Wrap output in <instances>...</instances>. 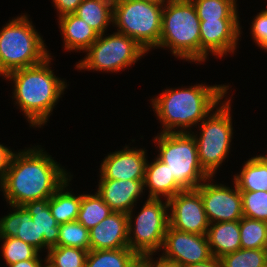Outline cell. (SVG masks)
Listing matches in <instances>:
<instances>
[{"label":"cell","instance_id":"ab89813d","mask_svg":"<svg viewBox=\"0 0 267 267\" xmlns=\"http://www.w3.org/2000/svg\"><path fill=\"white\" fill-rule=\"evenodd\" d=\"M42 263L40 259H27L23 261H18L9 267H41Z\"/></svg>","mask_w":267,"mask_h":267},{"label":"cell","instance_id":"30bf717a","mask_svg":"<svg viewBox=\"0 0 267 267\" xmlns=\"http://www.w3.org/2000/svg\"><path fill=\"white\" fill-rule=\"evenodd\" d=\"M98 39L85 51L84 60L76 65L80 69L96 71H120L131 66L147 51L133 38L119 32Z\"/></svg>","mask_w":267,"mask_h":267},{"label":"cell","instance_id":"f1b7e54d","mask_svg":"<svg viewBox=\"0 0 267 267\" xmlns=\"http://www.w3.org/2000/svg\"><path fill=\"white\" fill-rule=\"evenodd\" d=\"M240 243L243 249L267 248V222L243 216L240 219Z\"/></svg>","mask_w":267,"mask_h":267},{"label":"cell","instance_id":"5bb4252c","mask_svg":"<svg viewBox=\"0 0 267 267\" xmlns=\"http://www.w3.org/2000/svg\"><path fill=\"white\" fill-rule=\"evenodd\" d=\"M201 62L208 52L223 57L227 52H234L239 39L238 20H200Z\"/></svg>","mask_w":267,"mask_h":267},{"label":"cell","instance_id":"74e56055","mask_svg":"<svg viewBox=\"0 0 267 267\" xmlns=\"http://www.w3.org/2000/svg\"><path fill=\"white\" fill-rule=\"evenodd\" d=\"M12 155V150L0 144V182L3 180L8 170Z\"/></svg>","mask_w":267,"mask_h":267},{"label":"cell","instance_id":"8d00e7d4","mask_svg":"<svg viewBox=\"0 0 267 267\" xmlns=\"http://www.w3.org/2000/svg\"><path fill=\"white\" fill-rule=\"evenodd\" d=\"M152 254L145 255L141 257V259L149 266V267H184L182 264L176 261L169 260L163 256L159 258V260L152 262Z\"/></svg>","mask_w":267,"mask_h":267},{"label":"cell","instance_id":"ba28073f","mask_svg":"<svg viewBox=\"0 0 267 267\" xmlns=\"http://www.w3.org/2000/svg\"><path fill=\"white\" fill-rule=\"evenodd\" d=\"M230 101L222 103V106H219L215 113H211L206 120L204 119L200 123L202 131L199 138L193 135L197 144L200 164L210 176L215 174L230 151L233 134Z\"/></svg>","mask_w":267,"mask_h":267},{"label":"cell","instance_id":"52a82bcc","mask_svg":"<svg viewBox=\"0 0 267 267\" xmlns=\"http://www.w3.org/2000/svg\"><path fill=\"white\" fill-rule=\"evenodd\" d=\"M163 6L143 0H114L113 24L146 51L159 45Z\"/></svg>","mask_w":267,"mask_h":267},{"label":"cell","instance_id":"d6a6232c","mask_svg":"<svg viewBox=\"0 0 267 267\" xmlns=\"http://www.w3.org/2000/svg\"><path fill=\"white\" fill-rule=\"evenodd\" d=\"M4 241L2 245V255L6 260V265H12L18 261L27 259H39V251L32 245L16 237H0Z\"/></svg>","mask_w":267,"mask_h":267},{"label":"cell","instance_id":"f546056e","mask_svg":"<svg viewBox=\"0 0 267 267\" xmlns=\"http://www.w3.org/2000/svg\"><path fill=\"white\" fill-rule=\"evenodd\" d=\"M219 259L222 267H265L267 265V248H241Z\"/></svg>","mask_w":267,"mask_h":267},{"label":"cell","instance_id":"3957f363","mask_svg":"<svg viewBox=\"0 0 267 267\" xmlns=\"http://www.w3.org/2000/svg\"><path fill=\"white\" fill-rule=\"evenodd\" d=\"M51 57L41 63L14 70L4 77L14 80V98L31 126L41 127L48 121L55 103L66 88L49 67Z\"/></svg>","mask_w":267,"mask_h":267},{"label":"cell","instance_id":"4dcf8cb0","mask_svg":"<svg viewBox=\"0 0 267 267\" xmlns=\"http://www.w3.org/2000/svg\"><path fill=\"white\" fill-rule=\"evenodd\" d=\"M57 246H68L90 250L89 230L77 220L59 224Z\"/></svg>","mask_w":267,"mask_h":267},{"label":"cell","instance_id":"e575fe53","mask_svg":"<svg viewBox=\"0 0 267 267\" xmlns=\"http://www.w3.org/2000/svg\"><path fill=\"white\" fill-rule=\"evenodd\" d=\"M251 27L254 41L258 46L267 50V9L254 18Z\"/></svg>","mask_w":267,"mask_h":267},{"label":"cell","instance_id":"f35d334b","mask_svg":"<svg viewBox=\"0 0 267 267\" xmlns=\"http://www.w3.org/2000/svg\"><path fill=\"white\" fill-rule=\"evenodd\" d=\"M184 267H222V264L219 258L212 256L209 260L204 262L189 264Z\"/></svg>","mask_w":267,"mask_h":267},{"label":"cell","instance_id":"7402d4cb","mask_svg":"<svg viewBox=\"0 0 267 267\" xmlns=\"http://www.w3.org/2000/svg\"><path fill=\"white\" fill-rule=\"evenodd\" d=\"M31 214V219L38 228V237H44V249L57 246L59 239V224L52 216L49 208V198L29 201L23 205Z\"/></svg>","mask_w":267,"mask_h":267},{"label":"cell","instance_id":"5b68a950","mask_svg":"<svg viewBox=\"0 0 267 267\" xmlns=\"http://www.w3.org/2000/svg\"><path fill=\"white\" fill-rule=\"evenodd\" d=\"M31 23L20 15L0 31V75L37 65L50 56Z\"/></svg>","mask_w":267,"mask_h":267},{"label":"cell","instance_id":"1f68e13d","mask_svg":"<svg viewBox=\"0 0 267 267\" xmlns=\"http://www.w3.org/2000/svg\"><path fill=\"white\" fill-rule=\"evenodd\" d=\"M88 251L85 249L55 246L48 249L45 258L54 267H85Z\"/></svg>","mask_w":267,"mask_h":267},{"label":"cell","instance_id":"7a4b0ae2","mask_svg":"<svg viewBox=\"0 0 267 267\" xmlns=\"http://www.w3.org/2000/svg\"><path fill=\"white\" fill-rule=\"evenodd\" d=\"M228 89V85L199 84L186 89L165 90L159 97L152 99L155 113L164 126L161 133L187 132L188 127L209 116ZM176 127L183 129L176 131Z\"/></svg>","mask_w":267,"mask_h":267},{"label":"cell","instance_id":"277c9868","mask_svg":"<svg viewBox=\"0 0 267 267\" xmlns=\"http://www.w3.org/2000/svg\"><path fill=\"white\" fill-rule=\"evenodd\" d=\"M164 5L161 35L157 47H169L174 56L191 62H201V21L193 2L173 0Z\"/></svg>","mask_w":267,"mask_h":267},{"label":"cell","instance_id":"4fadbf2b","mask_svg":"<svg viewBox=\"0 0 267 267\" xmlns=\"http://www.w3.org/2000/svg\"><path fill=\"white\" fill-rule=\"evenodd\" d=\"M163 257L183 266L209 260L212 257L207 235L178 231L170 226L164 236Z\"/></svg>","mask_w":267,"mask_h":267},{"label":"cell","instance_id":"44dd1931","mask_svg":"<svg viewBox=\"0 0 267 267\" xmlns=\"http://www.w3.org/2000/svg\"><path fill=\"white\" fill-rule=\"evenodd\" d=\"M155 160L151 164L146 163L144 187H149L148 198L160 199L163 195L169 200L184 189L170 175L167 165L157 157Z\"/></svg>","mask_w":267,"mask_h":267},{"label":"cell","instance_id":"e0dca14e","mask_svg":"<svg viewBox=\"0 0 267 267\" xmlns=\"http://www.w3.org/2000/svg\"><path fill=\"white\" fill-rule=\"evenodd\" d=\"M144 180L100 179L97 193L114 211L132 212L134 203L144 190Z\"/></svg>","mask_w":267,"mask_h":267},{"label":"cell","instance_id":"d6986e66","mask_svg":"<svg viewBox=\"0 0 267 267\" xmlns=\"http://www.w3.org/2000/svg\"><path fill=\"white\" fill-rule=\"evenodd\" d=\"M59 22L65 50L86 51L99 37L86 21L74 13L60 16Z\"/></svg>","mask_w":267,"mask_h":267},{"label":"cell","instance_id":"2e32d148","mask_svg":"<svg viewBox=\"0 0 267 267\" xmlns=\"http://www.w3.org/2000/svg\"><path fill=\"white\" fill-rule=\"evenodd\" d=\"M90 250H111L129 247L128 214L113 212L89 230Z\"/></svg>","mask_w":267,"mask_h":267},{"label":"cell","instance_id":"ffe728a7","mask_svg":"<svg viewBox=\"0 0 267 267\" xmlns=\"http://www.w3.org/2000/svg\"><path fill=\"white\" fill-rule=\"evenodd\" d=\"M207 238L211 254L216 258L241 249L240 220L211 223Z\"/></svg>","mask_w":267,"mask_h":267},{"label":"cell","instance_id":"8992f818","mask_svg":"<svg viewBox=\"0 0 267 267\" xmlns=\"http://www.w3.org/2000/svg\"><path fill=\"white\" fill-rule=\"evenodd\" d=\"M160 153L157 158L167 165L170 175L184 189H196L213 178L201 166L193 133H160L154 139ZM210 179V180H209Z\"/></svg>","mask_w":267,"mask_h":267},{"label":"cell","instance_id":"9a60e30c","mask_svg":"<svg viewBox=\"0 0 267 267\" xmlns=\"http://www.w3.org/2000/svg\"><path fill=\"white\" fill-rule=\"evenodd\" d=\"M128 148L108 154L101 164V179L144 180L146 150Z\"/></svg>","mask_w":267,"mask_h":267},{"label":"cell","instance_id":"7bdbcfd3","mask_svg":"<svg viewBox=\"0 0 267 267\" xmlns=\"http://www.w3.org/2000/svg\"><path fill=\"white\" fill-rule=\"evenodd\" d=\"M45 264H47V265H45V266H42V265H41V267H54V266H53L51 263H49L47 260H46Z\"/></svg>","mask_w":267,"mask_h":267},{"label":"cell","instance_id":"7c38bea8","mask_svg":"<svg viewBox=\"0 0 267 267\" xmlns=\"http://www.w3.org/2000/svg\"><path fill=\"white\" fill-rule=\"evenodd\" d=\"M210 183H202L196 189L200 192L205 213L211 223L239 221L243 217L241 191Z\"/></svg>","mask_w":267,"mask_h":267},{"label":"cell","instance_id":"cb8c5ba5","mask_svg":"<svg viewBox=\"0 0 267 267\" xmlns=\"http://www.w3.org/2000/svg\"><path fill=\"white\" fill-rule=\"evenodd\" d=\"M233 182L240 191H267V160L260 155L252 157Z\"/></svg>","mask_w":267,"mask_h":267},{"label":"cell","instance_id":"ac0fdd59","mask_svg":"<svg viewBox=\"0 0 267 267\" xmlns=\"http://www.w3.org/2000/svg\"><path fill=\"white\" fill-rule=\"evenodd\" d=\"M14 212L0 219V237H16L36 248L44 247V237H38V228L31 214L22 205L11 206Z\"/></svg>","mask_w":267,"mask_h":267},{"label":"cell","instance_id":"60d3db41","mask_svg":"<svg viewBox=\"0 0 267 267\" xmlns=\"http://www.w3.org/2000/svg\"><path fill=\"white\" fill-rule=\"evenodd\" d=\"M143 1H147L149 3H153V4L160 5V6H164L163 4L165 2L168 4L169 2H172L173 0H167V1H165V0H143Z\"/></svg>","mask_w":267,"mask_h":267},{"label":"cell","instance_id":"6da1fadb","mask_svg":"<svg viewBox=\"0 0 267 267\" xmlns=\"http://www.w3.org/2000/svg\"><path fill=\"white\" fill-rule=\"evenodd\" d=\"M66 171L42 149L13 153L0 186L10 206L50 198L67 180Z\"/></svg>","mask_w":267,"mask_h":267},{"label":"cell","instance_id":"d590c367","mask_svg":"<svg viewBox=\"0 0 267 267\" xmlns=\"http://www.w3.org/2000/svg\"><path fill=\"white\" fill-rule=\"evenodd\" d=\"M83 0H53L54 5L59 11V17L74 13Z\"/></svg>","mask_w":267,"mask_h":267},{"label":"cell","instance_id":"603a6c76","mask_svg":"<svg viewBox=\"0 0 267 267\" xmlns=\"http://www.w3.org/2000/svg\"><path fill=\"white\" fill-rule=\"evenodd\" d=\"M113 4L114 0H83L74 14L102 35L108 23L113 22Z\"/></svg>","mask_w":267,"mask_h":267},{"label":"cell","instance_id":"8fae6325","mask_svg":"<svg viewBox=\"0 0 267 267\" xmlns=\"http://www.w3.org/2000/svg\"><path fill=\"white\" fill-rule=\"evenodd\" d=\"M169 226L182 232L207 235L210 222L205 213L200 192L186 189L168 200Z\"/></svg>","mask_w":267,"mask_h":267},{"label":"cell","instance_id":"4316f807","mask_svg":"<svg viewBox=\"0 0 267 267\" xmlns=\"http://www.w3.org/2000/svg\"><path fill=\"white\" fill-rule=\"evenodd\" d=\"M113 212L97 192L95 195L83 194L77 221L90 230Z\"/></svg>","mask_w":267,"mask_h":267},{"label":"cell","instance_id":"836d02e7","mask_svg":"<svg viewBox=\"0 0 267 267\" xmlns=\"http://www.w3.org/2000/svg\"><path fill=\"white\" fill-rule=\"evenodd\" d=\"M243 216L267 222V191H241Z\"/></svg>","mask_w":267,"mask_h":267},{"label":"cell","instance_id":"83f0119b","mask_svg":"<svg viewBox=\"0 0 267 267\" xmlns=\"http://www.w3.org/2000/svg\"><path fill=\"white\" fill-rule=\"evenodd\" d=\"M200 20H238L235 0H191Z\"/></svg>","mask_w":267,"mask_h":267},{"label":"cell","instance_id":"484cf974","mask_svg":"<svg viewBox=\"0 0 267 267\" xmlns=\"http://www.w3.org/2000/svg\"><path fill=\"white\" fill-rule=\"evenodd\" d=\"M68 179L50 198L49 208L52 216L55 218L58 224L75 221L78 218L81 195L75 196L68 190L65 192L67 187ZM64 191V192H63Z\"/></svg>","mask_w":267,"mask_h":267},{"label":"cell","instance_id":"d4e9b609","mask_svg":"<svg viewBox=\"0 0 267 267\" xmlns=\"http://www.w3.org/2000/svg\"><path fill=\"white\" fill-rule=\"evenodd\" d=\"M141 258L129 247L89 250L85 267H133Z\"/></svg>","mask_w":267,"mask_h":267},{"label":"cell","instance_id":"9c48e42d","mask_svg":"<svg viewBox=\"0 0 267 267\" xmlns=\"http://www.w3.org/2000/svg\"><path fill=\"white\" fill-rule=\"evenodd\" d=\"M168 200L148 198L138 214L135 227L132 212L128 213V244L140 258L153 254L162 247L169 226ZM134 230V231H133ZM133 232V237L131 236Z\"/></svg>","mask_w":267,"mask_h":267},{"label":"cell","instance_id":"b9f144b4","mask_svg":"<svg viewBox=\"0 0 267 267\" xmlns=\"http://www.w3.org/2000/svg\"><path fill=\"white\" fill-rule=\"evenodd\" d=\"M135 267H149L142 259H140L136 264Z\"/></svg>","mask_w":267,"mask_h":267}]
</instances>
